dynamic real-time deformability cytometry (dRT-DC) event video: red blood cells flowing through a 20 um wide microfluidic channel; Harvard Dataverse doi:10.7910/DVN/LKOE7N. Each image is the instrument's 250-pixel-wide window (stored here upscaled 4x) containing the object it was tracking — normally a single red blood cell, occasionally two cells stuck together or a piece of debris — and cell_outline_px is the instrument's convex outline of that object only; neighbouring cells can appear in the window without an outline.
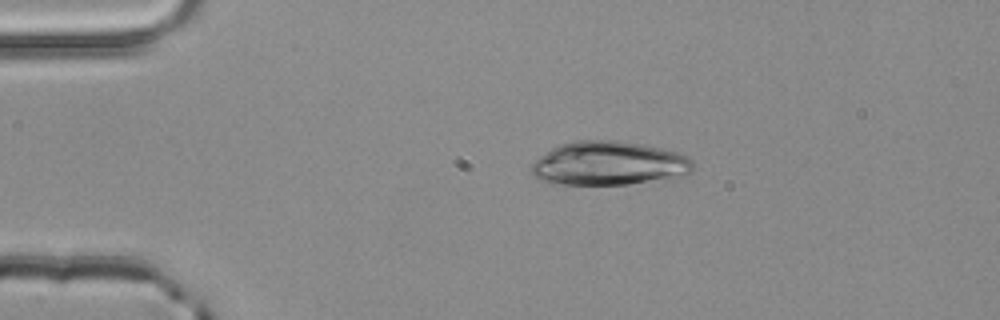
{"species": "common noctule bat (a hibernating species)", "species_latin": "Nyctalus noctula", "temperature_condition": "room temperature", "stored_images_in_passage": 2, "camera_frame_rate_fps": 3000, "um_per_image_px": 0.085, "animal": {"sex": "male", "body_mass_g": 20.4}, "frame": {"image": 1, "passage_image": 1, "time_ms": 0.0, "image_size_px": [1000, 320], "cell_outline_px": [[692, 168], [688, 172], [672, 180], [628, 184], [548, 184], [540, 180], [532, 172], [532, 164], [540, 156], [552, 148], [560, 144], [572, 140], [616, 140], [644, 144], [676, 152], [692, 160]], "centroid_in_image_um": [51.75, 13.89], "position_along_channel_um": 33.3, "area_um2": 41.5}}